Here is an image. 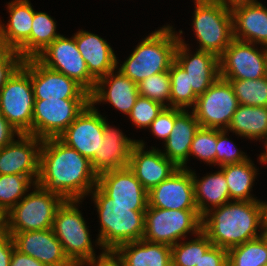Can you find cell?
<instances>
[{
	"label": "cell",
	"instance_id": "cell-1",
	"mask_svg": "<svg viewBox=\"0 0 267 266\" xmlns=\"http://www.w3.org/2000/svg\"><path fill=\"white\" fill-rule=\"evenodd\" d=\"M91 162L58 137L43 139L37 184L64 200H82L97 185Z\"/></svg>",
	"mask_w": 267,
	"mask_h": 266
},
{
	"label": "cell",
	"instance_id": "cell-2",
	"mask_svg": "<svg viewBox=\"0 0 267 266\" xmlns=\"http://www.w3.org/2000/svg\"><path fill=\"white\" fill-rule=\"evenodd\" d=\"M262 226L260 200L229 201L202 217V231L214 246L227 250L262 236Z\"/></svg>",
	"mask_w": 267,
	"mask_h": 266
},
{
	"label": "cell",
	"instance_id": "cell-3",
	"mask_svg": "<svg viewBox=\"0 0 267 266\" xmlns=\"http://www.w3.org/2000/svg\"><path fill=\"white\" fill-rule=\"evenodd\" d=\"M90 195L100 219L101 227L96 243L101 249H117L143 238L148 206L114 204L97 185Z\"/></svg>",
	"mask_w": 267,
	"mask_h": 266
},
{
	"label": "cell",
	"instance_id": "cell-4",
	"mask_svg": "<svg viewBox=\"0 0 267 266\" xmlns=\"http://www.w3.org/2000/svg\"><path fill=\"white\" fill-rule=\"evenodd\" d=\"M178 41L173 27L164 25L146 36L118 70L136 84L153 74L169 71Z\"/></svg>",
	"mask_w": 267,
	"mask_h": 266
},
{
	"label": "cell",
	"instance_id": "cell-5",
	"mask_svg": "<svg viewBox=\"0 0 267 266\" xmlns=\"http://www.w3.org/2000/svg\"><path fill=\"white\" fill-rule=\"evenodd\" d=\"M34 101L30 58L23 60L0 90V112L20 134L32 135Z\"/></svg>",
	"mask_w": 267,
	"mask_h": 266
},
{
	"label": "cell",
	"instance_id": "cell-6",
	"mask_svg": "<svg viewBox=\"0 0 267 266\" xmlns=\"http://www.w3.org/2000/svg\"><path fill=\"white\" fill-rule=\"evenodd\" d=\"M193 31L200 51L218 57L230 45L233 37L230 7L212 0H194Z\"/></svg>",
	"mask_w": 267,
	"mask_h": 266
},
{
	"label": "cell",
	"instance_id": "cell-7",
	"mask_svg": "<svg viewBox=\"0 0 267 266\" xmlns=\"http://www.w3.org/2000/svg\"><path fill=\"white\" fill-rule=\"evenodd\" d=\"M81 200H65L58 208L52 224V231L63 246L68 259L81 266L93 258L94 246L89 229L78 206Z\"/></svg>",
	"mask_w": 267,
	"mask_h": 266
},
{
	"label": "cell",
	"instance_id": "cell-8",
	"mask_svg": "<svg viewBox=\"0 0 267 266\" xmlns=\"http://www.w3.org/2000/svg\"><path fill=\"white\" fill-rule=\"evenodd\" d=\"M33 188L7 213V232L52 229L56 212L65 200L37 183Z\"/></svg>",
	"mask_w": 267,
	"mask_h": 266
},
{
	"label": "cell",
	"instance_id": "cell-9",
	"mask_svg": "<svg viewBox=\"0 0 267 266\" xmlns=\"http://www.w3.org/2000/svg\"><path fill=\"white\" fill-rule=\"evenodd\" d=\"M201 230L202 217L198 210H166L148 206L142 239L173 246L186 238V234L195 236Z\"/></svg>",
	"mask_w": 267,
	"mask_h": 266
},
{
	"label": "cell",
	"instance_id": "cell-10",
	"mask_svg": "<svg viewBox=\"0 0 267 266\" xmlns=\"http://www.w3.org/2000/svg\"><path fill=\"white\" fill-rule=\"evenodd\" d=\"M238 106L231 83L219 76L203 94L197 97L192 111L200 127L227 130Z\"/></svg>",
	"mask_w": 267,
	"mask_h": 266
},
{
	"label": "cell",
	"instance_id": "cell-11",
	"mask_svg": "<svg viewBox=\"0 0 267 266\" xmlns=\"http://www.w3.org/2000/svg\"><path fill=\"white\" fill-rule=\"evenodd\" d=\"M89 103V99L35 100L32 135L41 139L58 137Z\"/></svg>",
	"mask_w": 267,
	"mask_h": 266
},
{
	"label": "cell",
	"instance_id": "cell-12",
	"mask_svg": "<svg viewBox=\"0 0 267 266\" xmlns=\"http://www.w3.org/2000/svg\"><path fill=\"white\" fill-rule=\"evenodd\" d=\"M233 39L219 56V76L223 79H258L267 76V47Z\"/></svg>",
	"mask_w": 267,
	"mask_h": 266
},
{
	"label": "cell",
	"instance_id": "cell-13",
	"mask_svg": "<svg viewBox=\"0 0 267 266\" xmlns=\"http://www.w3.org/2000/svg\"><path fill=\"white\" fill-rule=\"evenodd\" d=\"M36 59L45 67L74 79L89 93L95 87L96 79L89 73L74 36L60 35Z\"/></svg>",
	"mask_w": 267,
	"mask_h": 266
},
{
	"label": "cell",
	"instance_id": "cell-14",
	"mask_svg": "<svg viewBox=\"0 0 267 266\" xmlns=\"http://www.w3.org/2000/svg\"><path fill=\"white\" fill-rule=\"evenodd\" d=\"M104 128L105 117L89 103L58 138L91 162L103 143Z\"/></svg>",
	"mask_w": 267,
	"mask_h": 266
},
{
	"label": "cell",
	"instance_id": "cell-15",
	"mask_svg": "<svg viewBox=\"0 0 267 266\" xmlns=\"http://www.w3.org/2000/svg\"><path fill=\"white\" fill-rule=\"evenodd\" d=\"M17 138L0 149V174L25 175L36 184L43 139L30 134H19Z\"/></svg>",
	"mask_w": 267,
	"mask_h": 266
},
{
	"label": "cell",
	"instance_id": "cell-16",
	"mask_svg": "<svg viewBox=\"0 0 267 266\" xmlns=\"http://www.w3.org/2000/svg\"><path fill=\"white\" fill-rule=\"evenodd\" d=\"M179 33L174 60L187 72L188 88H192L199 96L218 79L219 57L214 53L200 50L192 54L189 52L191 50L188 44L180 36L182 30Z\"/></svg>",
	"mask_w": 267,
	"mask_h": 266
},
{
	"label": "cell",
	"instance_id": "cell-17",
	"mask_svg": "<svg viewBox=\"0 0 267 266\" xmlns=\"http://www.w3.org/2000/svg\"><path fill=\"white\" fill-rule=\"evenodd\" d=\"M148 206L166 210H198L191 169L178 168L148 192Z\"/></svg>",
	"mask_w": 267,
	"mask_h": 266
},
{
	"label": "cell",
	"instance_id": "cell-18",
	"mask_svg": "<svg viewBox=\"0 0 267 266\" xmlns=\"http://www.w3.org/2000/svg\"><path fill=\"white\" fill-rule=\"evenodd\" d=\"M31 82L35 100L89 99V92L77 81L31 58Z\"/></svg>",
	"mask_w": 267,
	"mask_h": 266
},
{
	"label": "cell",
	"instance_id": "cell-19",
	"mask_svg": "<svg viewBox=\"0 0 267 266\" xmlns=\"http://www.w3.org/2000/svg\"><path fill=\"white\" fill-rule=\"evenodd\" d=\"M8 233L12 236L16 250L46 266H75L66 256L52 229Z\"/></svg>",
	"mask_w": 267,
	"mask_h": 266
},
{
	"label": "cell",
	"instance_id": "cell-20",
	"mask_svg": "<svg viewBox=\"0 0 267 266\" xmlns=\"http://www.w3.org/2000/svg\"><path fill=\"white\" fill-rule=\"evenodd\" d=\"M145 148L143 140H137L131 149L128 167L149 192L168 179L178 167L165 157L160 149L151 147V150H146Z\"/></svg>",
	"mask_w": 267,
	"mask_h": 266
},
{
	"label": "cell",
	"instance_id": "cell-21",
	"mask_svg": "<svg viewBox=\"0 0 267 266\" xmlns=\"http://www.w3.org/2000/svg\"><path fill=\"white\" fill-rule=\"evenodd\" d=\"M115 71L117 70L96 80L94 89L89 93V101L92 106L108 102L125 115H129L139 97L137 84L119 70Z\"/></svg>",
	"mask_w": 267,
	"mask_h": 266
},
{
	"label": "cell",
	"instance_id": "cell-22",
	"mask_svg": "<svg viewBox=\"0 0 267 266\" xmlns=\"http://www.w3.org/2000/svg\"><path fill=\"white\" fill-rule=\"evenodd\" d=\"M97 186L114 204L148 206V191L128 166L101 173Z\"/></svg>",
	"mask_w": 267,
	"mask_h": 266
},
{
	"label": "cell",
	"instance_id": "cell-23",
	"mask_svg": "<svg viewBox=\"0 0 267 266\" xmlns=\"http://www.w3.org/2000/svg\"><path fill=\"white\" fill-rule=\"evenodd\" d=\"M234 39L267 47V8L252 0L230 8Z\"/></svg>",
	"mask_w": 267,
	"mask_h": 266
},
{
	"label": "cell",
	"instance_id": "cell-24",
	"mask_svg": "<svg viewBox=\"0 0 267 266\" xmlns=\"http://www.w3.org/2000/svg\"><path fill=\"white\" fill-rule=\"evenodd\" d=\"M137 140L130 139L116 127H112L105 117L103 143L94 155L91 166L97 175L129 165L130 152Z\"/></svg>",
	"mask_w": 267,
	"mask_h": 266
},
{
	"label": "cell",
	"instance_id": "cell-25",
	"mask_svg": "<svg viewBox=\"0 0 267 266\" xmlns=\"http://www.w3.org/2000/svg\"><path fill=\"white\" fill-rule=\"evenodd\" d=\"M74 37L89 73L96 80L118 68V59L107 40L84 30H79Z\"/></svg>",
	"mask_w": 267,
	"mask_h": 266
},
{
	"label": "cell",
	"instance_id": "cell-26",
	"mask_svg": "<svg viewBox=\"0 0 267 266\" xmlns=\"http://www.w3.org/2000/svg\"><path fill=\"white\" fill-rule=\"evenodd\" d=\"M200 125L194 112L175 108V122L162 154L178 168L188 169L186 164L192 140Z\"/></svg>",
	"mask_w": 267,
	"mask_h": 266
},
{
	"label": "cell",
	"instance_id": "cell-27",
	"mask_svg": "<svg viewBox=\"0 0 267 266\" xmlns=\"http://www.w3.org/2000/svg\"><path fill=\"white\" fill-rule=\"evenodd\" d=\"M7 9L10 19L7 25L0 21V37L5 48L17 50L30 37L34 9L29 0H13Z\"/></svg>",
	"mask_w": 267,
	"mask_h": 266
},
{
	"label": "cell",
	"instance_id": "cell-28",
	"mask_svg": "<svg viewBox=\"0 0 267 266\" xmlns=\"http://www.w3.org/2000/svg\"><path fill=\"white\" fill-rule=\"evenodd\" d=\"M191 172L194 185V200L201 217L209 210L231 201L228 184L221 169L213 174L199 178L200 180L197 179L195 171L191 170Z\"/></svg>",
	"mask_w": 267,
	"mask_h": 266
},
{
	"label": "cell",
	"instance_id": "cell-29",
	"mask_svg": "<svg viewBox=\"0 0 267 266\" xmlns=\"http://www.w3.org/2000/svg\"><path fill=\"white\" fill-rule=\"evenodd\" d=\"M126 266H172L171 246L144 239L129 242L116 249Z\"/></svg>",
	"mask_w": 267,
	"mask_h": 266
},
{
	"label": "cell",
	"instance_id": "cell-30",
	"mask_svg": "<svg viewBox=\"0 0 267 266\" xmlns=\"http://www.w3.org/2000/svg\"><path fill=\"white\" fill-rule=\"evenodd\" d=\"M227 131L252 140L267 142V107L239 104Z\"/></svg>",
	"mask_w": 267,
	"mask_h": 266
},
{
	"label": "cell",
	"instance_id": "cell-31",
	"mask_svg": "<svg viewBox=\"0 0 267 266\" xmlns=\"http://www.w3.org/2000/svg\"><path fill=\"white\" fill-rule=\"evenodd\" d=\"M60 35L51 16L34 11L30 37L16 51L23 60L36 58Z\"/></svg>",
	"mask_w": 267,
	"mask_h": 266
},
{
	"label": "cell",
	"instance_id": "cell-32",
	"mask_svg": "<svg viewBox=\"0 0 267 266\" xmlns=\"http://www.w3.org/2000/svg\"><path fill=\"white\" fill-rule=\"evenodd\" d=\"M220 169L224 172L231 201L258 200L250 194L258 172L250 157L244 162L224 165Z\"/></svg>",
	"mask_w": 267,
	"mask_h": 266
},
{
	"label": "cell",
	"instance_id": "cell-33",
	"mask_svg": "<svg viewBox=\"0 0 267 266\" xmlns=\"http://www.w3.org/2000/svg\"><path fill=\"white\" fill-rule=\"evenodd\" d=\"M228 266H265L267 242L260 236L227 250Z\"/></svg>",
	"mask_w": 267,
	"mask_h": 266
},
{
	"label": "cell",
	"instance_id": "cell-34",
	"mask_svg": "<svg viewBox=\"0 0 267 266\" xmlns=\"http://www.w3.org/2000/svg\"><path fill=\"white\" fill-rule=\"evenodd\" d=\"M195 239L187 242L179 241L171 246L172 266H196L201 256L213 246L208 236L201 230Z\"/></svg>",
	"mask_w": 267,
	"mask_h": 266
},
{
	"label": "cell",
	"instance_id": "cell-35",
	"mask_svg": "<svg viewBox=\"0 0 267 266\" xmlns=\"http://www.w3.org/2000/svg\"><path fill=\"white\" fill-rule=\"evenodd\" d=\"M171 79L170 107L192 108L197 101V95L188 88L187 72L174 60L169 69Z\"/></svg>",
	"mask_w": 267,
	"mask_h": 266
},
{
	"label": "cell",
	"instance_id": "cell-36",
	"mask_svg": "<svg viewBox=\"0 0 267 266\" xmlns=\"http://www.w3.org/2000/svg\"><path fill=\"white\" fill-rule=\"evenodd\" d=\"M35 183L25 175L0 174V207L8 213Z\"/></svg>",
	"mask_w": 267,
	"mask_h": 266
},
{
	"label": "cell",
	"instance_id": "cell-37",
	"mask_svg": "<svg viewBox=\"0 0 267 266\" xmlns=\"http://www.w3.org/2000/svg\"><path fill=\"white\" fill-rule=\"evenodd\" d=\"M226 80L231 83L239 104L267 107V76L255 80Z\"/></svg>",
	"mask_w": 267,
	"mask_h": 266
},
{
	"label": "cell",
	"instance_id": "cell-38",
	"mask_svg": "<svg viewBox=\"0 0 267 266\" xmlns=\"http://www.w3.org/2000/svg\"><path fill=\"white\" fill-rule=\"evenodd\" d=\"M137 88L140 96L170 107L171 79L169 71L147 77L137 84Z\"/></svg>",
	"mask_w": 267,
	"mask_h": 266
},
{
	"label": "cell",
	"instance_id": "cell-39",
	"mask_svg": "<svg viewBox=\"0 0 267 266\" xmlns=\"http://www.w3.org/2000/svg\"><path fill=\"white\" fill-rule=\"evenodd\" d=\"M217 129L199 127L191 143L189 157L193 155L209 165H216Z\"/></svg>",
	"mask_w": 267,
	"mask_h": 266
},
{
	"label": "cell",
	"instance_id": "cell-40",
	"mask_svg": "<svg viewBox=\"0 0 267 266\" xmlns=\"http://www.w3.org/2000/svg\"><path fill=\"white\" fill-rule=\"evenodd\" d=\"M164 108L161 103L139 95L128 116L133 125L144 129L150 126Z\"/></svg>",
	"mask_w": 267,
	"mask_h": 266
},
{
	"label": "cell",
	"instance_id": "cell-41",
	"mask_svg": "<svg viewBox=\"0 0 267 266\" xmlns=\"http://www.w3.org/2000/svg\"><path fill=\"white\" fill-rule=\"evenodd\" d=\"M227 133L226 129H217L216 165L219 167L241 163L249 159L245 152L238 150L233 141L227 138Z\"/></svg>",
	"mask_w": 267,
	"mask_h": 266
},
{
	"label": "cell",
	"instance_id": "cell-42",
	"mask_svg": "<svg viewBox=\"0 0 267 266\" xmlns=\"http://www.w3.org/2000/svg\"><path fill=\"white\" fill-rule=\"evenodd\" d=\"M175 122V108L165 107L148 127L150 132L164 142L168 139Z\"/></svg>",
	"mask_w": 267,
	"mask_h": 266
},
{
	"label": "cell",
	"instance_id": "cell-43",
	"mask_svg": "<svg viewBox=\"0 0 267 266\" xmlns=\"http://www.w3.org/2000/svg\"><path fill=\"white\" fill-rule=\"evenodd\" d=\"M22 62L23 59L16 50L6 48L0 54V90Z\"/></svg>",
	"mask_w": 267,
	"mask_h": 266
},
{
	"label": "cell",
	"instance_id": "cell-44",
	"mask_svg": "<svg viewBox=\"0 0 267 266\" xmlns=\"http://www.w3.org/2000/svg\"><path fill=\"white\" fill-rule=\"evenodd\" d=\"M126 266L123 257L116 249H103L102 253L86 261L81 266Z\"/></svg>",
	"mask_w": 267,
	"mask_h": 266
},
{
	"label": "cell",
	"instance_id": "cell-45",
	"mask_svg": "<svg viewBox=\"0 0 267 266\" xmlns=\"http://www.w3.org/2000/svg\"><path fill=\"white\" fill-rule=\"evenodd\" d=\"M196 266H228L227 249L213 245Z\"/></svg>",
	"mask_w": 267,
	"mask_h": 266
},
{
	"label": "cell",
	"instance_id": "cell-46",
	"mask_svg": "<svg viewBox=\"0 0 267 266\" xmlns=\"http://www.w3.org/2000/svg\"><path fill=\"white\" fill-rule=\"evenodd\" d=\"M15 248L12 236L6 231L0 234V266H9Z\"/></svg>",
	"mask_w": 267,
	"mask_h": 266
},
{
	"label": "cell",
	"instance_id": "cell-47",
	"mask_svg": "<svg viewBox=\"0 0 267 266\" xmlns=\"http://www.w3.org/2000/svg\"><path fill=\"white\" fill-rule=\"evenodd\" d=\"M20 133L4 118L0 112V149L11 143Z\"/></svg>",
	"mask_w": 267,
	"mask_h": 266
},
{
	"label": "cell",
	"instance_id": "cell-48",
	"mask_svg": "<svg viewBox=\"0 0 267 266\" xmlns=\"http://www.w3.org/2000/svg\"><path fill=\"white\" fill-rule=\"evenodd\" d=\"M9 266H46L33 257L23 254L14 248Z\"/></svg>",
	"mask_w": 267,
	"mask_h": 266
},
{
	"label": "cell",
	"instance_id": "cell-49",
	"mask_svg": "<svg viewBox=\"0 0 267 266\" xmlns=\"http://www.w3.org/2000/svg\"><path fill=\"white\" fill-rule=\"evenodd\" d=\"M7 231V213L0 207V234Z\"/></svg>",
	"mask_w": 267,
	"mask_h": 266
},
{
	"label": "cell",
	"instance_id": "cell-50",
	"mask_svg": "<svg viewBox=\"0 0 267 266\" xmlns=\"http://www.w3.org/2000/svg\"><path fill=\"white\" fill-rule=\"evenodd\" d=\"M214 2L220 3L222 5L228 6V7H232L234 5H238L241 3H247L250 2L252 0H212Z\"/></svg>",
	"mask_w": 267,
	"mask_h": 266
},
{
	"label": "cell",
	"instance_id": "cell-51",
	"mask_svg": "<svg viewBox=\"0 0 267 266\" xmlns=\"http://www.w3.org/2000/svg\"><path fill=\"white\" fill-rule=\"evenodd\" d=\"M263 207V226L267 227V202H261Z\"/></svg>",
	"mask_w": 267,
	"mask_h": 266
},
{
	"label": "cell",
	"instance_id": "cell-52",
	"mask_svg": "<svg viewBox=\"0 0 267 266\" xmlns=\"http://www.w3.org/2000/svg\"><path fill=\"white\" fill-rule=\"evenodd\" d=\"M265 144V152L261 153V155L259 156L260 163H267V142H264Z\"/></svg>",
	"mask_w": 267,
	"mask_h": 266
},
{
	"label": "cell",
	"instance_id": "cell-53",
	"mask_svg": "<svg viewBox=\"0 0 267 266\" xmlns=\"http://www.w3.org/2000/svg\"><path fill=\"white\" fill-rule=\"evenodd\" d=\"M262 237L267 242V227H262Z\"/></svg>",
	"mask_w": 267,
	"mask_h": 266
},
{
	"label": "cell",
	"instance_id": "cell-54",
	"mask_svg": "<svg viewBox=\"0 0 267 266\" xmlns=\"http://www.w3.org/2000/svg\"><path fill=\"white\" fill-rule=\"evenodd\" d=\"M6 48L3 45L2 39L0 37V54L5 50Z\"/></svg>",
	"mask_w": 267,
	"mask_h": 266
}]
</instances>
